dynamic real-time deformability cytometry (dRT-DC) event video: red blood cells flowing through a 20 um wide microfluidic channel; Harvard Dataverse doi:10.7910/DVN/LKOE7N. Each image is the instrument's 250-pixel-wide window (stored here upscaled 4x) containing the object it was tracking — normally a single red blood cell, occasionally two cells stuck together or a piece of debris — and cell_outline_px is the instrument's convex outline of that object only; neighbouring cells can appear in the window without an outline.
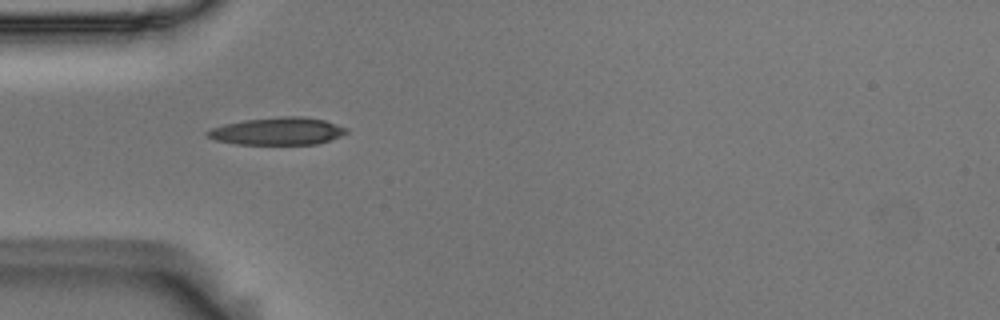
{"species": "Egyptian fruit bat (a non-hibernating species)", "species_latin": "Rousettus aegyptiacus", "temperature_condition": "room temperature", "stored_images_in_passage": 39, "camera_frame_rate_fps": 3000, "um_per_image_px": 0.085, "animal": {"sex": "male"}, "frame": {"image": 1, "passage_image": 1, "time_ms": 0.0, "image_size_px": [1000, 320], "cell_outline_px": [[348, 132], [340, 136], [316, 144], [236, 144], [216, 140], [204, 136], [204, 132], [212, 128], [224, 124], [244, 120], [280, 116], [300, 116], [324, 120], [348, 128]], "centroid_in_image_um": [23.56, 11.14], "position_along_channel_um": 61.4, "area_um2": 22.25}}
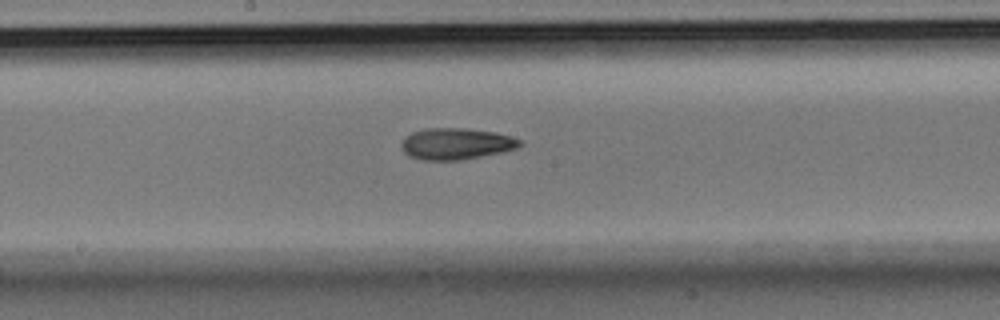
{"frame": {"image": 2, "passage_image": 13, "time_ms": 4.0, "image_size_px": [1000, 320], "cell_outline_px": [[524, 144], [516, 148], [500, 152], [460, 160], [424, 160], [412, 156], [404, 152], [400, 148], [400, 144], [404, 136], [412, 132], [428, 128], [468, 128], [496, 132], [520, 140]], "centroid_in_image_um": [38.74, 12.21], "position_along_channel_um": 209.5, "area_um2": 21.62}}
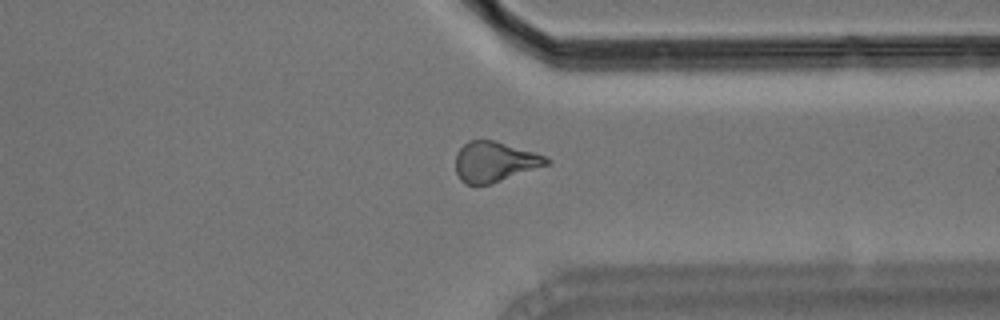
{"frame": {"image": 3, "passage_image": 26, "time_ms": 8.333, "image_size_px": [1000, 320], "cell_outline_px": [[552, 160], [548, 164], [488, 184], [464, 184], [460, 180], [456, 172], [456, 152], [468, 140], [496, 140], [544, 156]], "centroid_in_image_um": [41.99, 13.73], "position_along_channel_um": 369.4, "area_um2": 20.92}, "authors_computed_cell_mechanics": {"area_um2": 21.2126, "velocity_mm_per_s": 3.7193, "shape_relaxation_time_tau1_ms": 10.8794, "shape_relaxation_time_tau2_ms": 10.6313, "deformation_change_tau1": 0.2281, "deformation_change_tau2": 0.2325}}